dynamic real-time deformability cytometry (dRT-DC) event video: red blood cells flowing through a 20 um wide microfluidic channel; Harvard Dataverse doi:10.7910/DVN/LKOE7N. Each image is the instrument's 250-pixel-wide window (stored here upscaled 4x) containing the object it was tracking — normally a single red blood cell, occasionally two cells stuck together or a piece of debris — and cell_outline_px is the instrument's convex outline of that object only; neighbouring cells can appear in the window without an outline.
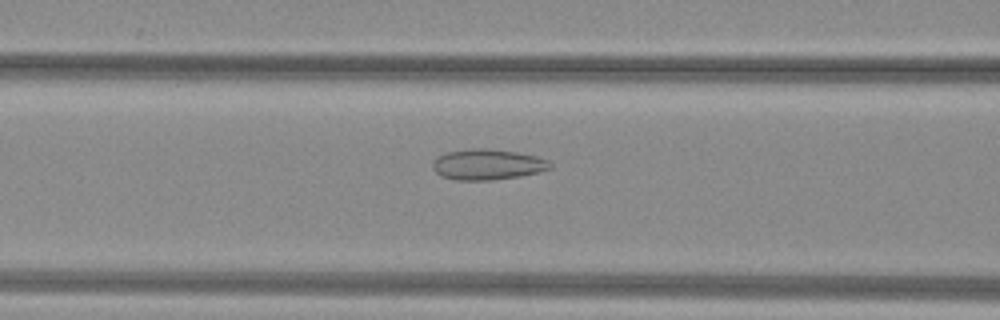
{"species": "common noctule bat (a hibernating species)", "species_latin": "Nyctalus noctula", "temperature_condition": "warm", "stored_images_in_passage": 53, "camera_frame_rate_fps": 3000, "um_per_image_px": 0.085, "animal": {"sex": "female", "body_mass_g": 29.2, "forearm_length_mm": 56.3}, "frame": {"image": 1, "passage_image": 23, "time_ms": 7.333, "image_size_px": [1000, 320], "cell_outline_px": [[552, 168], [540, 172], [520, 176], [492, 180], [456, 180], [440, 176], [432, 168], [432, 160], [436, 156], [448, 152], [476, 148], [488, 148], [516, 152], [536, 156], [548, 160], [552, 164]], "centroid_in_image_um": [41.43, 13.98], "position_along_channel_um": 125.2, "area_um2": 21.15}}
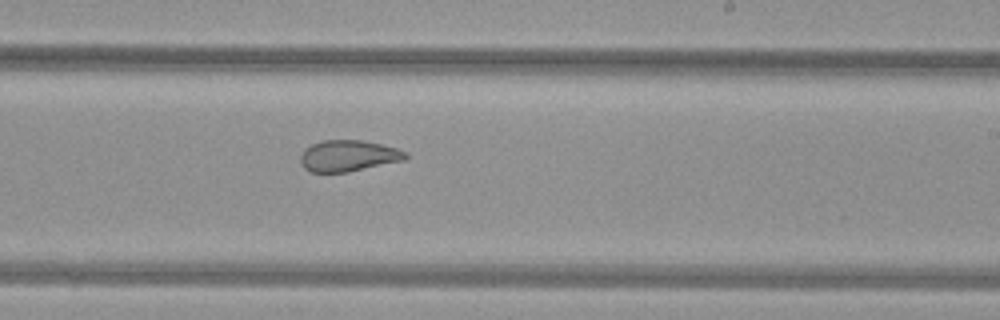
{"frame": {"image": 2, "passage_image": 33, "time_ms": 10.667, "image_size_px": [1000, 320], "cell_outline_px": [[408, 156], [404, 160], [348, 172], [312, 172], [304, 168], [300, 164], [300, 156], [304, 148], [312, 144], [324, 140], [360, 140], [380, 144], [396, 148], [408, 152]], "centroid_in_image_um": [29.59, 13.24], "position_along_channel_um": 259.4, "area_um2": 19.13}}
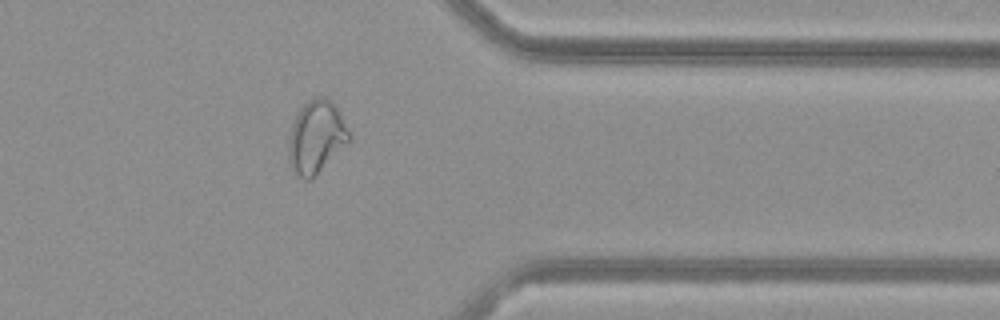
{"frame": {"image": 3, "passage_image": 43, "time_ms": 14.0, "image_size_px": [1000, 320], "cell_outline_px": [[352, 140], [312, 180], [304, 180], [296, 176], [292, 172], [288, 160], [288, 136], [292, 124], [300, 108], [312, 96], [324, 96], [332, 100], [340, 112], [352, 136]], "centroid_in_image_um": [26.89, 11.67], "position_along_channel_um": 384.5, "area_um2": 26.59}, "authors_computed_cell_mechanics": {"area_um2": 25.7788, "velocity_mm_per_s": 4.0348, "shape_relaxation_time_tau1_ms": null, "shape_relaxation_time_tau2_ms": 1.3922, "deformation_change_tau1": null, "deformation_change_tau2": 0.0848}}